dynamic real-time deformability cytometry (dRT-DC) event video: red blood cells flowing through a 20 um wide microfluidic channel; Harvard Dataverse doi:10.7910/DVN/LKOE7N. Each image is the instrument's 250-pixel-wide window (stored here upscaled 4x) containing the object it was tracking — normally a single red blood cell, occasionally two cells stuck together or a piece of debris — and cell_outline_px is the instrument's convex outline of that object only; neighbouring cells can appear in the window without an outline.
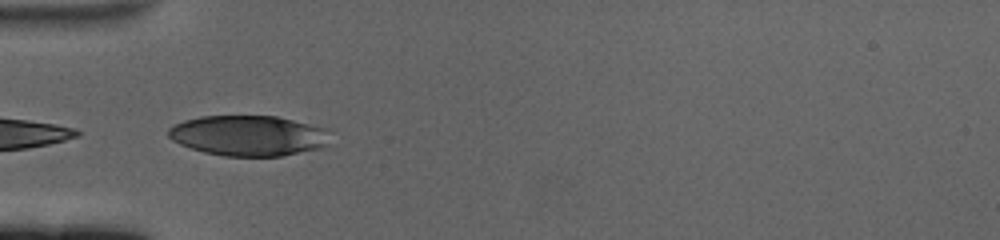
{"species": "human", "species_latin": "Homo sapiens", "temperature_condition": "cold", "stored_images_in_passage": 4, "camera_frame_rate_fps": 3000, "um_per_image_px": 0.085, "donor": {"sex": "female"}, "frame": {"image": 1, "passage_image": 1, "time_ms": 0.0, "image_size_px": [1000, 240], "cell_outline_px": [[328, 144], [320, 148], [280, 156], [224, 156], [204, 152], [180, 144], [172, 140], [168, 136], [168, 128], [184, 120], [200, 116], [276, 116], [324, 128]], "centroid_in_image_um": [21.06, 11.53], "position_along_channel_um": 63.9, "area_um2": 37.69}}